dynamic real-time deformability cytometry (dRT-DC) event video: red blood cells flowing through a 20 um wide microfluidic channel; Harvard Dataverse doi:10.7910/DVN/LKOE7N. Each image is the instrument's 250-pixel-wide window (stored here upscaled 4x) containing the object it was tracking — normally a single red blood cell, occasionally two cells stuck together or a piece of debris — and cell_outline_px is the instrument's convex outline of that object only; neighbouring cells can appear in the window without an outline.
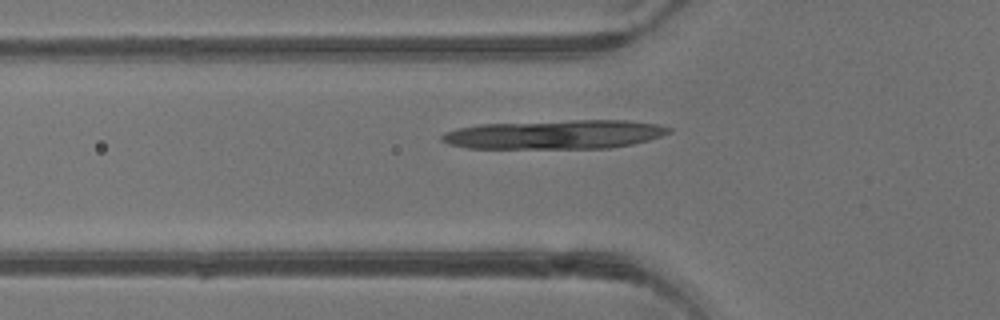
{"species": "common noctule bat (a hibernating species)", "species_latin": "Nyctalus noctula", "temperature_condition": "warm", "stored_images_in_passage": 4, "camera_frame_rate_fps": 3000, "um_per_image_px": 0.085, "animal": {"sex": "male", "body_mass_g": 13.3}, "frame": {"image": 1, "passage_image": 4, "time_ms": 5.0, "image_size_px": [1000, 320], "cell_outline_px": [[672, 132], [648, 140], [632, 144], [608, 148], [468, 148], [448, 144], [440, 140], [440, 136], [444, 132], [456, 128], [480, 124], [572, 120], [628, 120], [660, 124], [672, 128]], "centroid_in_image_um": [47.17, 11.42], "position_along_channel_um": 78.6, "area_um2": 38.55}}